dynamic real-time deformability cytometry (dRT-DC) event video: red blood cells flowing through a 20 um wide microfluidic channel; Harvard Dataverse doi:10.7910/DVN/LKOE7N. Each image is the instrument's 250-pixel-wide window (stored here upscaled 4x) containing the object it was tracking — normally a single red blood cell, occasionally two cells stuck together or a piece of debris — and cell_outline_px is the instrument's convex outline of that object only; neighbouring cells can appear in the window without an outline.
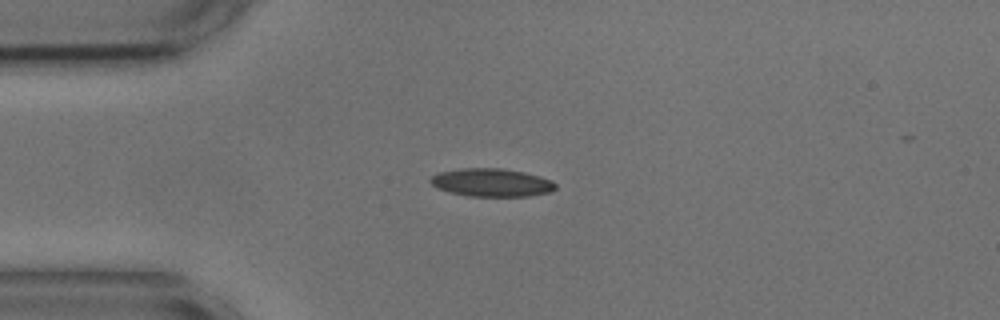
{"species": "common noctule bat (a hibernating species)", "species_latin": "Nyctalus noctula", "temperature_condition": "cold", "stored_images_in_passage": 42, "camera_frame_rate_fps": 3000, "um_per_image_px": 0.085, "animal": {"sex": "male", "body_mass_g": 17.9, "forearm_length_mm": 54.2}, "frame": {"image": 1, "passage_image": 1, "time_ms": 0.0, "image_size_px": [1000, 320], "cell_outline_px": [[556, 188], [548, 192], [528, 196], [468, 196], [436, 188], [428, 180], [432, 176], [440, 172], [464, 168], [500, 168], [524, 172], [540, 176], [552, 180], [556, 184]], "centroid_in_image_um": [41.79, 15.51], "position_along_channel_um": 43.2, "area_um2": 20.35}}
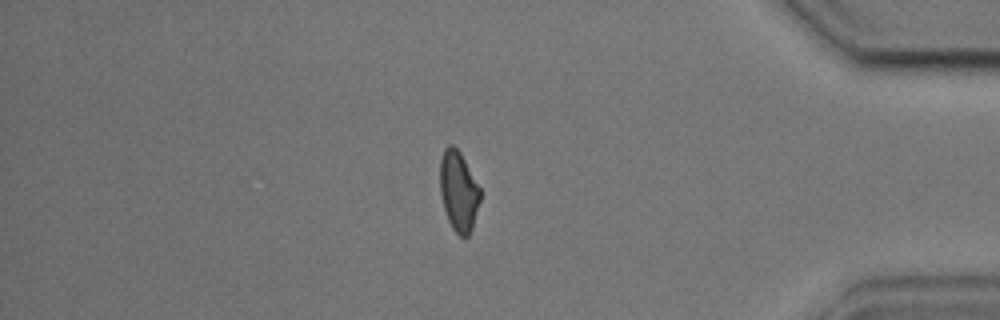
{"frame": {"image": 2, "passage_image": 34, "time_ms": 11.0, "image_size_px": [1000, 320], "cell_outline_px": [[480, 200], [472, 228], [468, 236], [460, 236], [452, 228], [448, 220], [444, 208], [440, 192], [440, 160], [444, 148], [448, 144], [452, 144], [460, 152], [480, 188]], "centroid_in_image_um": [38.97, 16.23], "position_along_channel_um": 396.2, "area_um2": 18.61}, "authors_computed_cell_mechanics": {"area_um2": 19.5364, "velocity_mm_per_s": 3.6687, "shape_relaxation_time_tau1_ms": 4.9659, "shape_relaxation_time_tau2_ms": 2.8735, "deformation_change_tau1": 0.1676, "deformation_change_tau2": 0.1052}}